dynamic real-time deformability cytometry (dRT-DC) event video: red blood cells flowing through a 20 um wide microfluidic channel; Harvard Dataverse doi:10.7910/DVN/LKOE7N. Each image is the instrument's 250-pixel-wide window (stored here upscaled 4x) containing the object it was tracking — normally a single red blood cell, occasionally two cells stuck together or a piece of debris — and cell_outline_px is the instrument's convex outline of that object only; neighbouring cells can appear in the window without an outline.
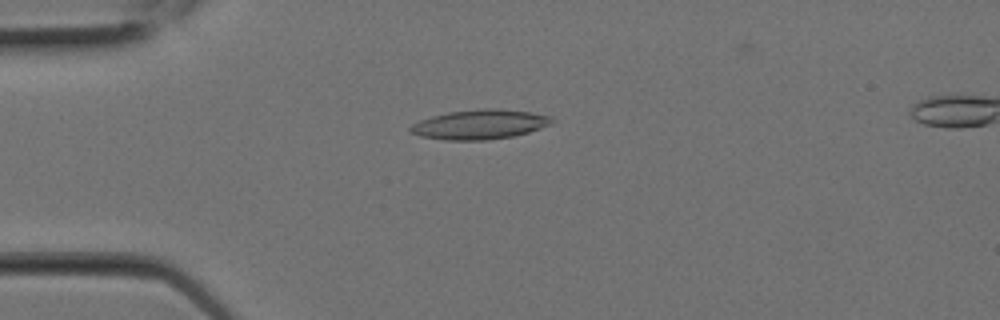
{"species": "Egyptian fruit bat (a non-hibernating species)", "species_latin": "Rousettus aegyptiacus", "temperature_condition": "room temperature", "stored_images_in_passage": 8, "camera_frame_rate_fps": 3000, "um_per_image_px": 0.085, "animal": {"sex": "female"}, "frame": {"image": 1, "passage_image": 6, "time_ms": 1.667, "image_size_px": [1000, 320], "cell_outline_px": [[556, 120], [552, 124], [528, 132], [512, 136], [484, 140], [444, 140], [420, 136], [408, 132], [408, 128], [412, 124], [420, 120], [432, 116], [448, 112], [484, 108], [496, 108], [532, 112], [552, 116]], "centroid_in_image_um": [40.78, 10.57], "position_along_channel_um": 44.2, "area_um2": 24.57}}